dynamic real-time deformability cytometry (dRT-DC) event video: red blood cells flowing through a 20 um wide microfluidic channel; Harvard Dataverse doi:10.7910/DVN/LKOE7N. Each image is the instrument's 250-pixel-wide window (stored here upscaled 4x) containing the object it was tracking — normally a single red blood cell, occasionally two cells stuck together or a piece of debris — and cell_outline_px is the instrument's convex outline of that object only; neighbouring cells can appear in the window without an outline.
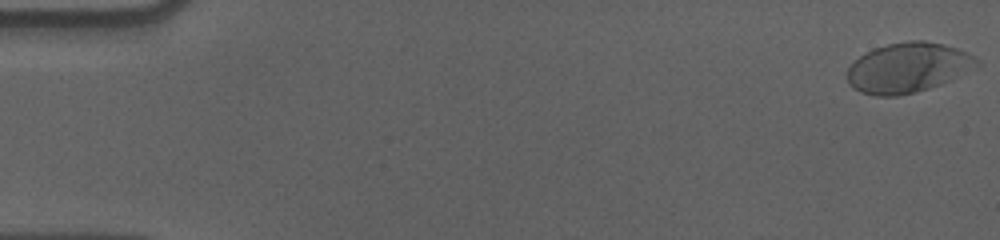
{"species": "human", "species_latin": "Homo sapiens", "temperature_condition": "cold", "stored_images_in_passage": 58, "camera_frame_rate_fps": 3000, "um_per_image_px": 0.085, "donor": {"sex": "male"}, "frame": {"image": 1, "passage_image": 1, "time_ms": 0.0, "image_size_px": [1000, 240], "cell_outline_px": [[980, 64], [940, 84], [916, 92], [896, 96], [876, 96], [860, 92], [852, 88], [848, 84], [848, 68], [860, 56], [876, 48], [888, 44], [908, 40], [924, 40], [944, 44], [968, 52], [980, 60]], "centroid_in_image_um": [77.16, 5.75], "position_along_channel_um": 7.8, "area_um2": 37.34}}
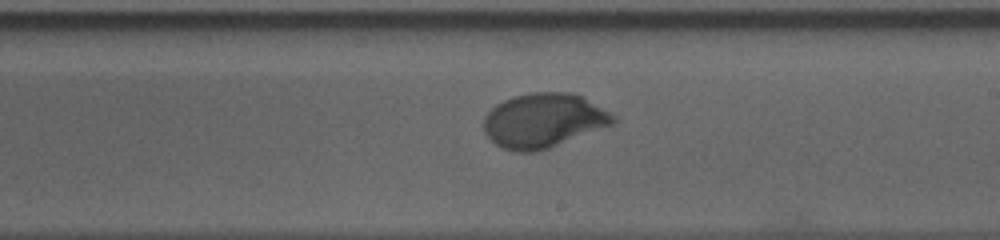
{"frame": {"image": 2, "passage_image": 34, "time_ms": 11.0, "image_size_px": [1000, 240], "cell_outline_px": [[616, 120], [612, 124], [548, 148], [536, 152], [516, 152], [504, 148], [496, 144], [484, 132], [484, 116], [496, 104], [512, 96], [532, 92], [572, 92], [580, 96], [616, 116]], "centroid_in_image_um": [46.16, 10.24], "position_along_channel_um": 242.8, "area_um2": 40.52}}
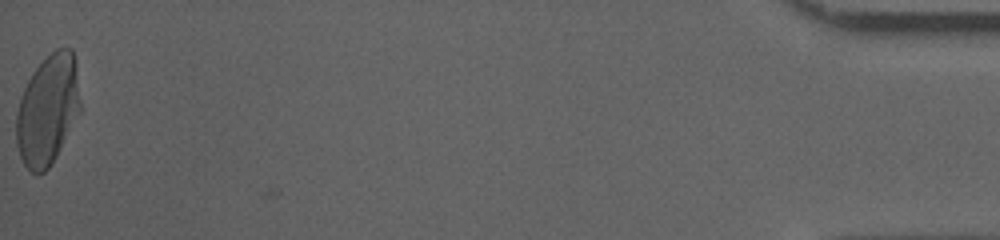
{"frame": {"image": 3, "passage_image": 58, "time_ms": 19.0, "image_size_px": [1000, 240], "cell_outline_px": [[80, 112], [56, 156], [48, 168], [44, 172], [32, 172], [24, 164], [20, 156], [16, 144], [16, 112], [20, 96], [32, 72], [56, 48], [72, 48], [76, 64], [80, 104]], "centroid_in_image_um": [4.04, 9.33], "position_along_channel_um": 431.2, "area_um2": 40.81}, "authors_computed_cell_mechanics": {"area_um2": 39.4196, "velocity_mm_per_s": 3.5533, "shape_relaxation_time_tau1_ms": 3.1055, "shape_relaxation_time_tau2_ms": null, "deformation_change_tau1": 0.1695, "deformation_change_tau2": null}}